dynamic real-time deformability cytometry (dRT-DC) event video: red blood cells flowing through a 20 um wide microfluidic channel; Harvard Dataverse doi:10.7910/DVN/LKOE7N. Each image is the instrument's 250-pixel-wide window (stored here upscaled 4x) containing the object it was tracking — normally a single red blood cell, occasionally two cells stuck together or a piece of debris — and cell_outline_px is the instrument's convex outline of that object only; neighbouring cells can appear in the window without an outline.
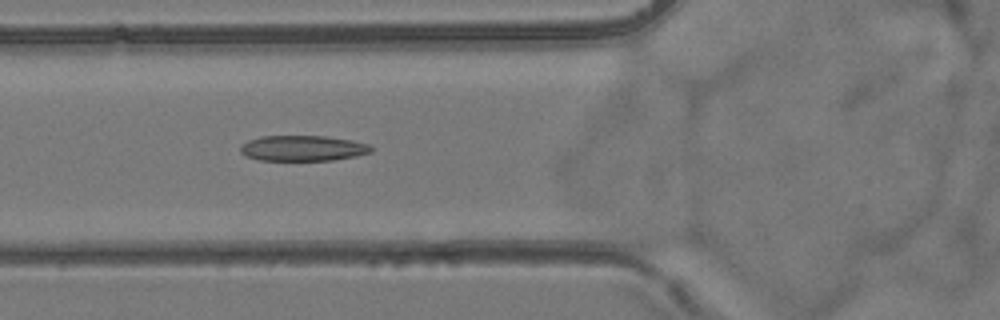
{"species": "common noctule bat (a hibernating species)", "species_latin": "Nyctalus noctula", "temperature_condition": "room temperature", "stored_images_in_passage": 6, "camera_frame_rate_fps": 3000, "um_per_image_px": 0.085, "animal": {"sex": "female", "body_mass_g": 24.6, "forearm_length_mm": 56.2}, "frame": {"image": 1, "passage_image": 6, "time_ms": 6.333, "image_size_px": [1000, 320], "cell_outline_px": [[372, 152], [356, 156], [332, 160], [260, 160], [244, 156], [240, 152], [240, 144], [248, 140], [260, 136], [324, 136], [352, 140], [368, 144], [372, 148]], "centroid_in_image_um": [25.7, 12.6], "position_along_channel_um": 100.1, "area_um2": 19.54}}